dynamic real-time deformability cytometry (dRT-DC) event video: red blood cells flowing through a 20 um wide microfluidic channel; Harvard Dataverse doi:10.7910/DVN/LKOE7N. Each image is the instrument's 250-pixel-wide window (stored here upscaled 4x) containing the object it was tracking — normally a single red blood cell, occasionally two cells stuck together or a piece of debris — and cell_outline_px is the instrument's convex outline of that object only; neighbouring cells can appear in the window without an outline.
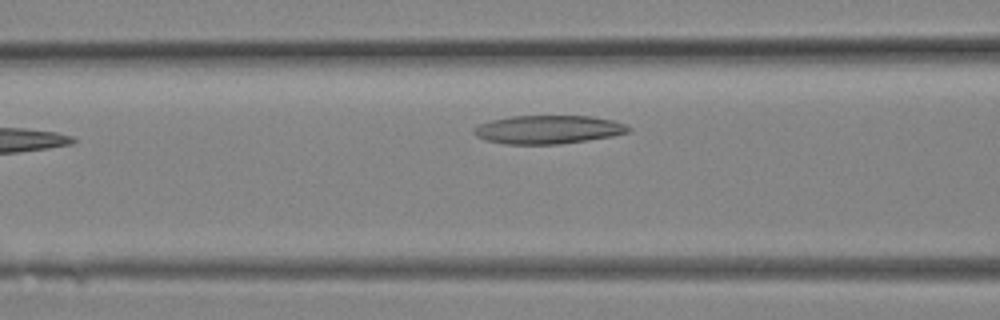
{"species": "Egyptian fruit bat (a non-hibernating species)", "species_latin": "Rousettus aegyptiacus", "temperature_condition": "room temperature", "stored_images_in_passage": 5, "camera_frame_rate_fps": 3000, "um_per_image_px": 0.085, "animal": {"sex": "female"}, "frame": {"image": 1, "passage_image": 5, "time_ms": 1.333, "image_size_px": [1000, 320], "cell_outline_px": [[632, 132], [612, 136], [560, 144], [504, 144], [484, 140], [476, 136], [472, 132], [480, 124], [492, 120], [512, 116], [592, 116], [612, 120], [624, 124], [632, 128]], "centroid_in_image_um": [46.62, 11.01], "position_along_channel_um": 120.0, "area_um2": 25.61}}